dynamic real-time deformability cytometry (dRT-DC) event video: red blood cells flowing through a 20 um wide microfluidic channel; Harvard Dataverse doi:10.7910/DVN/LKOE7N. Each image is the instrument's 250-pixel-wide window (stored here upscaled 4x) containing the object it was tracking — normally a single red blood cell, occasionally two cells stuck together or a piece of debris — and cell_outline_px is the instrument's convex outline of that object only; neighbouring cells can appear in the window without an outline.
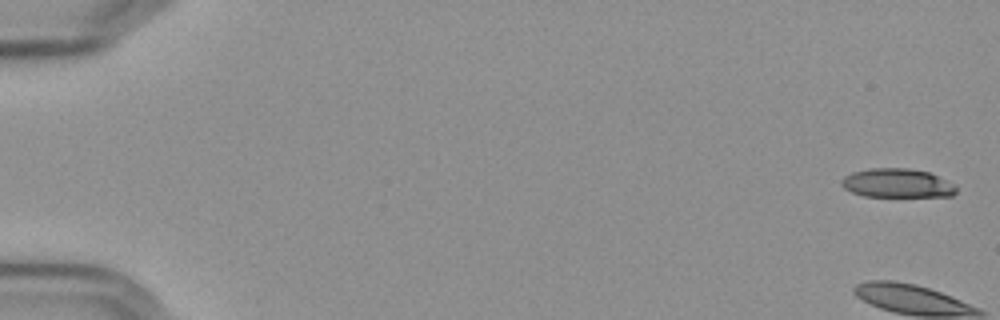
{"species": "Egyptian fruit bat (a non-hibernating species)", "species_latin": "Rousettus aegyptiacus", "temperature_condition": "cold", "stored_images_in_passage": 59, "segment_of_instrument_passage": [1, 2], "camera_frame_rate_fps": 3000, "um_per_image_px": 0.085, "frame": {"image": 1, "passage_image": 1, "time_ms": 0.0, "image_size_px": [1000, 320], "cell_outline_px": [[956, 192], [952, 196], [864, 196], [852, 192], [844, 188], [840, 184], [840, 180], [844, 176], [852, 172], [868, 168], [908, 168], [928, 172], [956, 184]], "centroid_in_image_um": [76.24, 15.56], "position_along_channel_um": 8.8, "area_um2": 19.42}}